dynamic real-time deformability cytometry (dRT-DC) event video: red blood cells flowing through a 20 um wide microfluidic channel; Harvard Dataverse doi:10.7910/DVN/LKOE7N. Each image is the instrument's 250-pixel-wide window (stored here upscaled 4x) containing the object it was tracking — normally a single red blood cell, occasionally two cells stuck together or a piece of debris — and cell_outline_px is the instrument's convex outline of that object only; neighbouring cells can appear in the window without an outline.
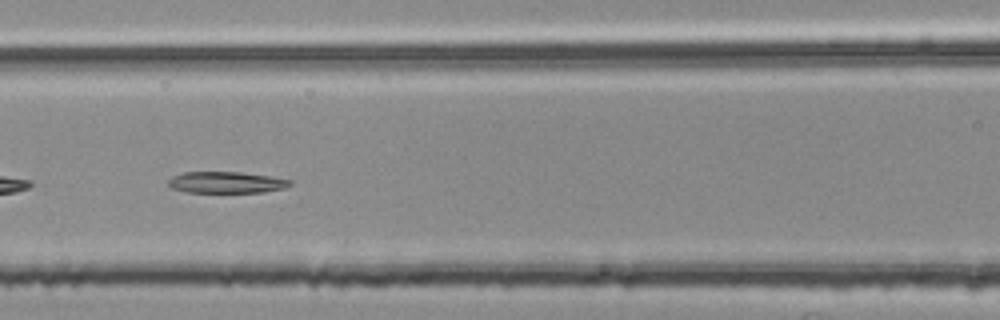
{"species": "common noctule bat (a hibernating species)", "species_latin": "Nyctalus noctula", "temperature_condition": "room temperature", "stored_images_in_passage": 55, "segment_of_instrument_passage": [1, 2], "camera_frame_rate_fps": 3000, "um_per_image_px": 0.085, "animal": {"sex": "female", "body_mass_g": 25.1}, "frame": {"image": 1, "passage_image": 23, "time_ms": 7.333, "image_size_px": [1000, 320], "cell_outline_px": [[292, 184], [284, 188], [264, 192], [188, 192], [172, 188], [168, 184], [168, 180], [172, 176], [184, 172], [240, 172], [272, 176], [292, 180]], "centroid_in_image_um": [19.26, 15.5], "position_along_channel_um": 147.3, "area_um2": 15.2}}
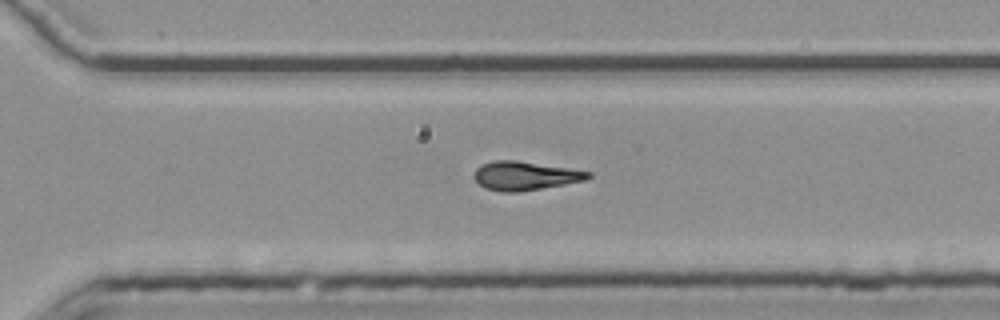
{"frame": {"image": 2, "passage_image": 38, "time_ms": 12.333, "image_size_px": [1000, 320], "cell_outline_px": [[592, 176], [584, 180], [564, 184], [520, 192], [500, 192], [484, 188], [476, 180], [476, 168], [492, 160], [516, 160], [592, 172]], "centroid_in_image_um": [44.62, 14.95], "position_along_channel_um": 326.0, "area_um2": 18.84}}
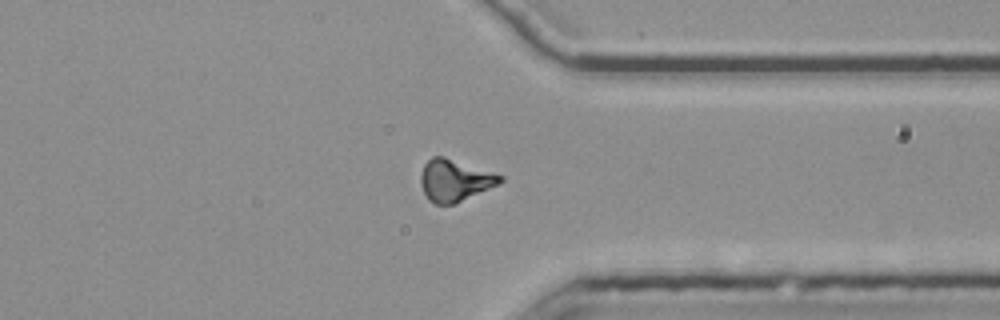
{"frame": {"image": 3, "passage_image": 42, "time_ms": 13.667, "image_size_px": [1000, 320], "cell_outline_px": [[504, 180], [500, 184], [456, 204], [436, 204], [428, 200], [420, 184], [420, 176], [424, 164], [432, 156], [444, 156], [504, 176]], "centroid_in_image_um": [38.66, 15.34], "position_along_channel_um": 372.7, "area_um2": 19.54}}